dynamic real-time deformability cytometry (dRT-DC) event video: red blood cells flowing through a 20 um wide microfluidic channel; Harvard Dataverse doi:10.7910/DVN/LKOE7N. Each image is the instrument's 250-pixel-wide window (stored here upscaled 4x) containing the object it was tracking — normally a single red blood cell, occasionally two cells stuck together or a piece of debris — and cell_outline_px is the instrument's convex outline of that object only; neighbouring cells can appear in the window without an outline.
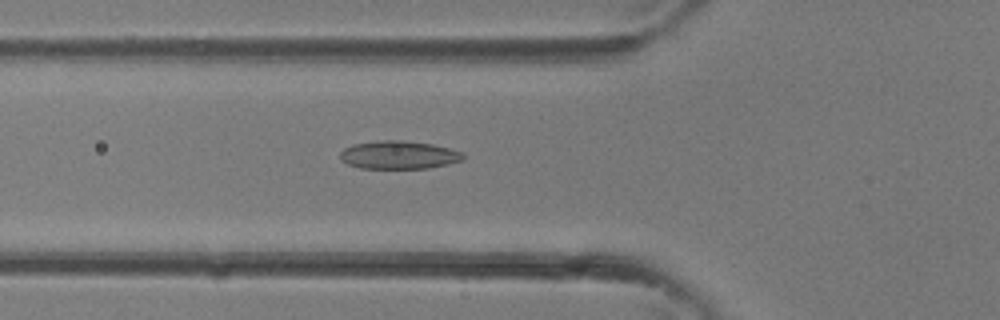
{"species": "common noctule bat (a hibernating species)", "species_latin": "Nyctalus noctula", "temperature_condition": "room temperature", "stored_images_in_passage": 38, "camera_frame_rate_fps": 3000, "um_per_image_px": 0.085, "animal": {"sex": "female"}, "frame": {"image": 1, "passage_image": 14, "time_ms": 4.333, "image_size_px": [1000, 320], "cell_outline_px": [[464, 160], [448, 164], [428, 168], [360, 168], [348, 164], [340, 160], [340, 152], [344, 148], [352, 144], [380, 140], [400, 140], [432, 144], [464, 152]], "centroid_in_image_um": [33.89, 13.17], "position_along_channel_um": 91.9, "area_um2": 20.23}}
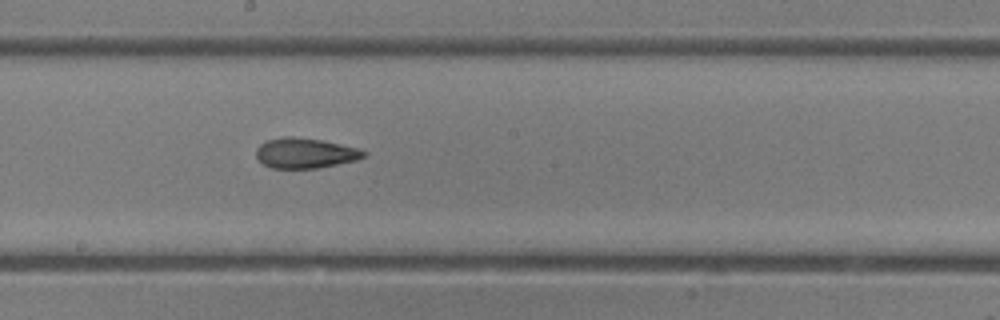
{"frame": {"image": 2, "passage_image": 21, "time_ms": 6.667, "image_size_px": [1000, 320], "cell_outline_px": [[368, 152], [364, 156], [356, 160], [316, 168], [272, 168], [264, 164], [256, 156], [256, 148], [260, 144], [268, 140], [284, 136], [292, 136], [320, 140], [360, 148]], "centroid_in_image_um": [25.94, 13.0], "position_along_channel_um": 222.3, "area_um2": 18.79}}
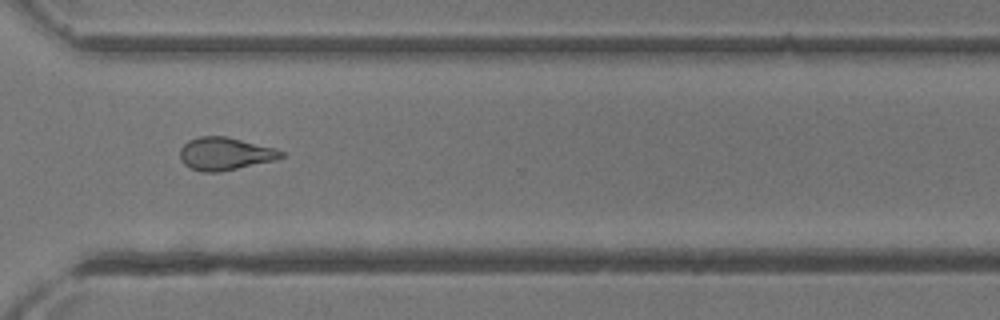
{"frame": {"image": 3, "passage_image": 28, "time_ms": 9.0, "image_size_px": [1000, 320], "cell_outline_px": [[284, 156], [276, 160], [220, 172], [200, 172], [188, 168], [180, 160], [180, 148], [188, 140], [200, 136], [228, 136], [276, 148], [284, 152]], "centroid_in_image_um": [19.12, 13.07], "position_along_channel_um": 351.5, "area_um2": 19.65}}